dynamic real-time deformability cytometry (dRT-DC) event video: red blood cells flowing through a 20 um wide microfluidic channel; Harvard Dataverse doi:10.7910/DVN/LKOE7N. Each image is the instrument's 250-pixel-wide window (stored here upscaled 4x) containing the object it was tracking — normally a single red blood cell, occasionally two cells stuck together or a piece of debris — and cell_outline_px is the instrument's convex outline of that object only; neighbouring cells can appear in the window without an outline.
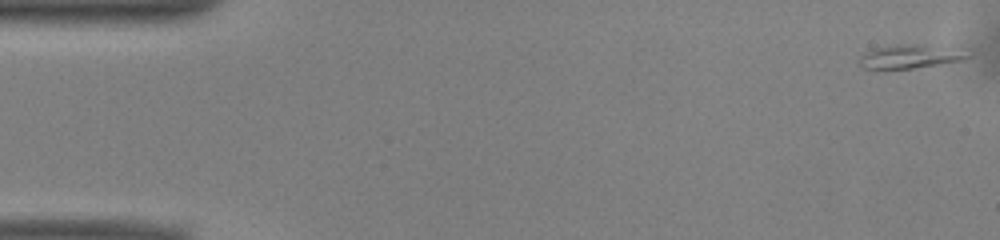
{"species": "common noctule bat (a hibernating species)", "species_latin": "Nyctalus noctula", "temperature_condition": "warm", "stored_images_in_passage": 51, "camera_frame_rate_fps": 3000, "um_per_image_px": 0.085, "animal": {"sex": "male", "body_mass_g": 13.0, "forearm_length_mm": 53.1}, "frame": {"image": 1, "passage_image": 1, "time_ms": 0.0, "image_size_px": [1000, 240], "cell_outline_px": [[972, 56], [964, 60], [940, 64], [884, 72], [864, 68], [856, 60], [864, 52], [876, 48], [896, 44], [916, 44], [972, 52]], "centroid_in_image_um": [77.26, 4.85], "position_along_channel_um": 7.7, "area_um2": 15.43}}
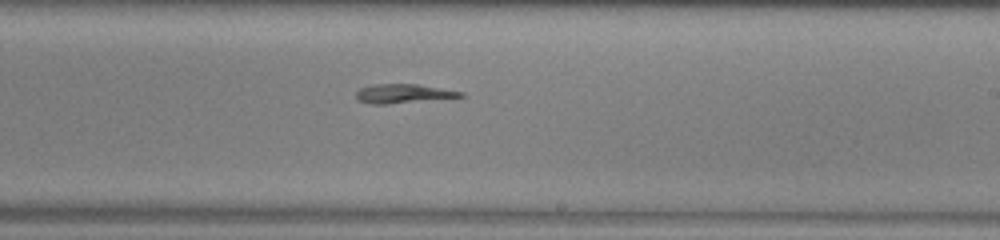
{"frame": {"image": 2, "passage_image": 30, "time_ms": 9.667, "image_size_px": [1000, 240], "cell_outline_px": [[464, 96], [388, 104], [368, 104], [356, 100], [356, 92], [360, 88], [372, 84], [420, 84], [464, 92]], "centroid_in_image_um": [34.21, 7.95], "position_along_channel_um": 254.8, "area_um2": 11.62}}
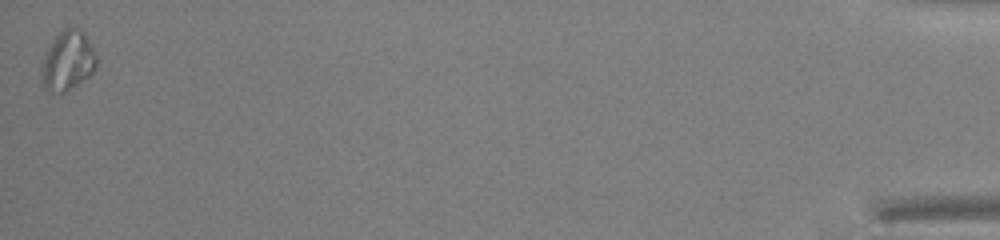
{"frame": {"image": 3, "passage_image": 51, "time_ms": 16.667, "image_size_px": [1000, 240], "cell_outline_px": [[96, 68], [88, 76], [64, 92], [60, 92], [44, 88], [40, 72], [48, 48], [56, 36], [64, 28], [80, 28], [84, 32], [96, 56]], "centroid_in_image_um": [5.76, 5.15], "position_along_channel_um": 429.4, "area_um2": 18.44}}